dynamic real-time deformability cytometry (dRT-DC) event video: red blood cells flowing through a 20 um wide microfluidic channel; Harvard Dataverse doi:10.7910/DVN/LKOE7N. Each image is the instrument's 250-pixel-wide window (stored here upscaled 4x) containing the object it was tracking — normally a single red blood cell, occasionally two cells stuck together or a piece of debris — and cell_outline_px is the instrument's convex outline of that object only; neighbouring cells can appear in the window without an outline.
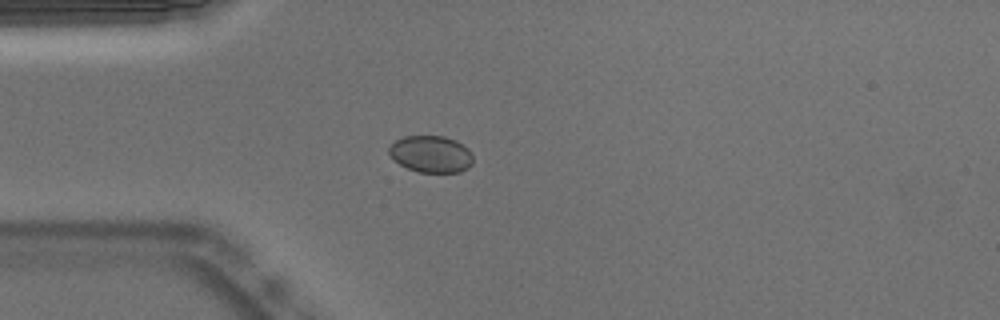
{"species": "Egyptian fruit bat (a non-hibernating species)", "species_latin": "Rousettus aegyptiacus", "temperature_condition": "warm", "stored_images_in_passage": 40, "camera_frame_rate_fps": 3000, "um_per_image_px": 0.085, "animal": {"sex": "male"}, "frame": {"image": 1, "passage_image": 1, "time_ms": 0.0, "image_size_px": [1000, 320], "cell_outline_px": [[472, 164], [468, 168], [460, 172], [420, 172], [408, 168], [400, 164], [388, 152], [388, 148], [396, 140], [404, 136], [444, 136], [456, 140], [468, 148], [472, 152]], "centroid_in_image_um": [36.67, 13.09], "position_along_channel_um": 48.3, "area_um2": 17.98}}
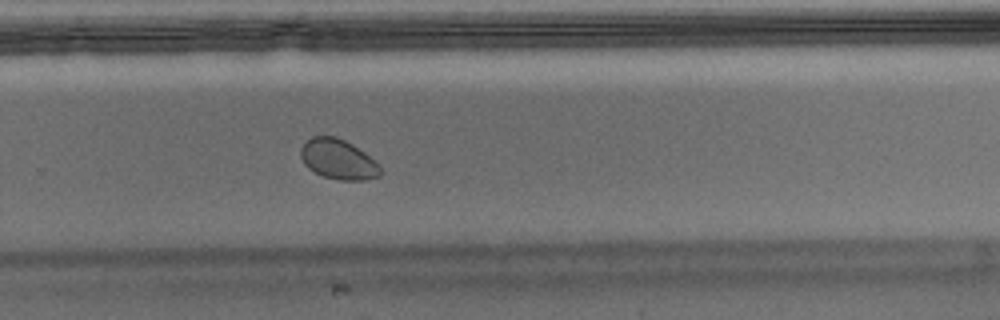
{"frame": {"image": 2, "passage_image": 22, "time_ms": 7.0, "image_size_px": [1000, 320], "cell_outline_px": [[380, 176], [368, 180], [340, 180], [324, 176], [308, 168], [304, 164], [300, 156], [300, 148], [312, 136], [336, 136], [352, 144], [364, 152], [380, 164]], "centroid_in_image_um": [28.76, 13.54], "position_along_channel_um": 301.0, "area_um2": 18.55}}
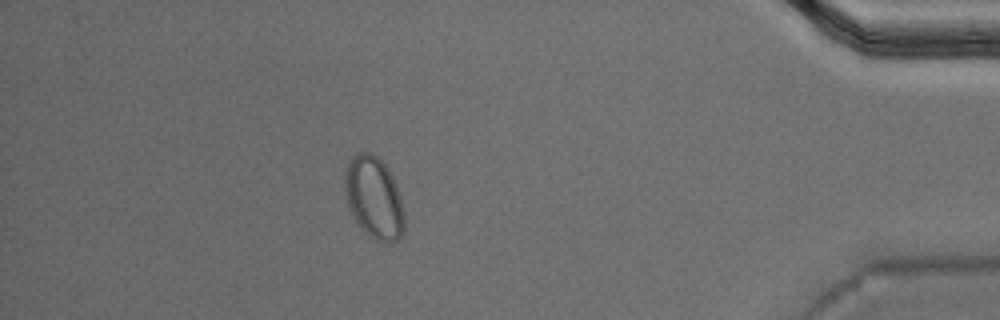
{"frame": {"image": 3, "passage_image": 34, "time_ms": 11.0, "image_size_px": [1000, 320], "cell_outline_px": [[404, 232], [392, 244], [388, 244], [376, 240], [368, 236], [360, 228], [348, 204], [344, 188], [344, 180], [348, 164], [360, 152], [368, 152], [376, 156], [384, 164], [392, 176], [400, 196], [404, 216]], "centroid_in_image_um": [31.81, 16.87], "position_along_channel_um": 403.4, "area_um2": 28.09}}